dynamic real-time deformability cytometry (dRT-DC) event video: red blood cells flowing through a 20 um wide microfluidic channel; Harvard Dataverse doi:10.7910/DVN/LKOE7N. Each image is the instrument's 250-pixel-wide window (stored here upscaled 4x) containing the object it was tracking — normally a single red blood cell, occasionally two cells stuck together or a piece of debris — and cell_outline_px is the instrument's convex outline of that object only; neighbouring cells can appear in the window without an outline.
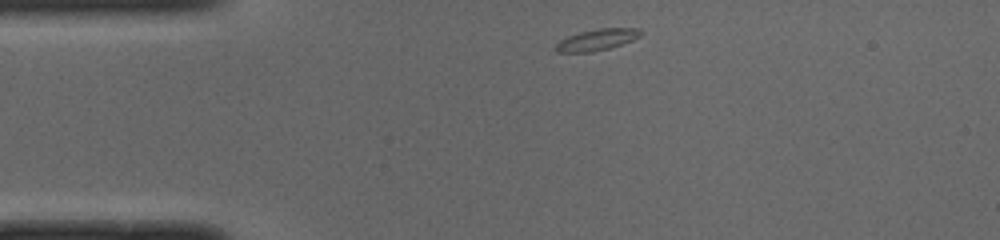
{"species": "common noctule bat (a hibernating species)", "species_latin": "Nyctalus noctula", "temperature_condition": "cold", "stored_images_in_passage": 41, "camera_frame_rate_fps": 3000, "um_per_image_px": 0.085, "animal": {"sex": "male", "body_mass_g": 19.0, "forearm_length_mm": 50.8}, "frame": {"image": 1, "passage_image": 1, "time_ms": 0.0, "image_size_px": [1000, 240], "cell_outline_px": [[644, 32], [640, 36], [632, 40], [608, 48], [592, 52], [556, 52], [556, 44], [560, 40], [568, 36], [580, 32], [600, 28], [640, 28]], "centroid_in_image_um": [50.76, 3.36], "position_along_channel_um": 34.2, "area_um2": 10.46}}
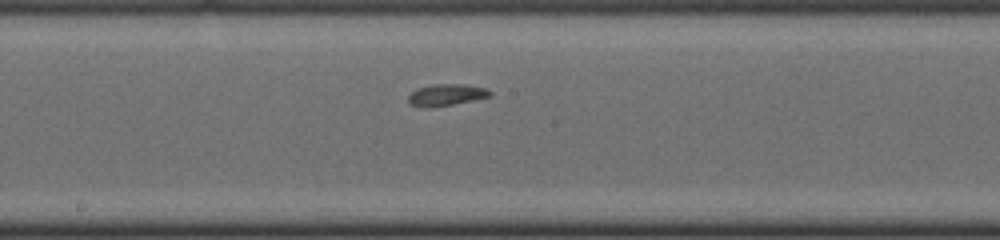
{"frame": {"image": 2, "passage_image": 17, "time_ms": 5.333, "image_size_px": [1000, 240], "cell_outline_px": [[492, 96], [432, 108], [420, 108], [412, 104], [408, 100], [408, 96], [416, 88], [436, 84], [464, 84], [484, 88], [492, 92]], "centroid_in_image_um": [37.91, 8.07], "position_along_channel_um": 210.3, "area_um2": 10.29}}
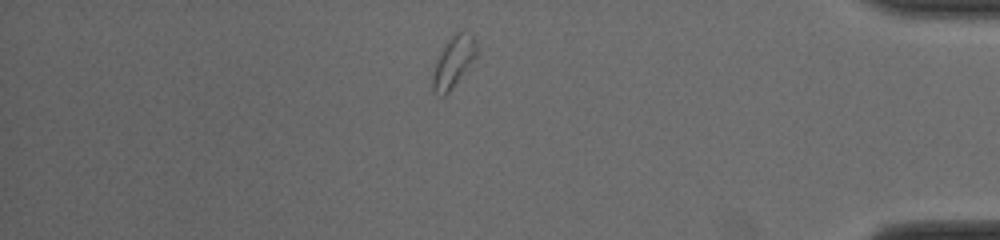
{"frame": {"image": 3, "passage_image": 34, "time_ms": 11.0, "image_size_px": [1000, 240], "cell_outline_px": [[476, 56], [448, 92], [444, 96], [432, 92], [432, 72], [436, 60], [444, 44], [456, 32], [460, 32], [472, 36], [476, 40]], "centroid_in_image_um": [38.49, 5.27], "position_along_channel_um": 396.7, "area_um2": 12.66}, "authors_computed_cell_mechanics": {"area_um2": 10.4618, "velocity_mm_per_s": 3.9389, "shape_relaxation_time_tau1_ms": 8.824, "shape_relaxation_time_tau2_ms": null, "deformation_change_tau1": 0.1423, "deformation_change_tau2": null}}